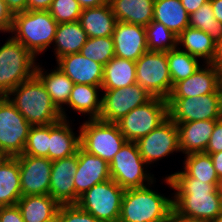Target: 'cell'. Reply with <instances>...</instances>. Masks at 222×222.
Listing matches in <instances>:
<instances>
[{"instance_id": "f907efd6", "label": "cell", "mask_w": 222, "mask_h": 222, "mask_svg": "<svg viewBox=\"0 0 222 222\" xmlns=\"http://www.w3.org/2000/svg\"><path fill=\"white\" fill-rule=\"evenodd\" d=\"M211 2L214 17L222 24V0H209Z\"/></svg>"}, {"instance_id": "bcb514c9", "label": "cell", "mask_w": 222, "mask_h": 222, "mask_svg": "<svg viewBox=\"0 0 222 222\" xmlns=\"http://www.w3.org/2000/svg\"><path fill=\"white\" fill-rule=\"evenodd\" d=\"M208 1L209 0H181V3L188 14L191 15Z\"/></svg>"}, {"instance_id": "9c48e42d", "label": "cell", "mask_w": 222, "mask_h": 222, "mask_svg": "<svg viewBox=\"0 0 222 222\" xmlns=\"http://www.w3.org/2000/svg\"><path fill=\"white\" fill-rule=\"evenodd\" d=\"M168 117L167 99L153 97L146 104L131 110L116 123L127 141L137 142Z\"/></svg>"}, {"instance_id": "7c38bea8", "label": "cell", "mask_w": 222, "mask_h": 222, "mask_svg": "<svg viewBox=\"0 0 222 222\" xmlns=\"http://www.w3.org/2000/svg\"><path fill=\"white\" fill-rule=\"evenodd\" d=\"M32 125L6 96H0V150L7 157L21 155Z\"/></svg>"}, {"instance_id": "5bb4252c", "label": "cell", "mask_w": 222, "mask_h": 222, "mask_svg": "<svg viewBox=\"0 0 222 222\" xmlns=\"http://www.w3.org/2000/svg\"><path fill=\"white\" fill-rule=\"evenodd\" d=\"M136 143L143 160L151 165L173 152H180L178 126L168 117Z\"/></svg>"}, {"instance_id": "ffe728a7", "label": "cell", "mask_w": 222, "mask_h": 222, "mask_svg": "<svg viewBox=\"0 0 222 222\" xmlns=\"http://www.w3.org/2000/svg\"><path fill=\"white\" fill-rule=\"evenodd\" d=\"M56 64L74 84L102 85L104 66L89 60L80 52L65 55Z\"/></svg>"}, {"instance_id": "52a82bcc", "label": "cell", "mask_w": 222, "mask_h": 222, "mask_svg": "<svg viewBox=\"0 0 222 222\" xmlns=\"http://www.w3.org/2000/svg\"><path fill=\"white\" fill-rule=\"evenodd\" d=\"M144 167L149 165L141 157L137 143L126 141L109 164L110 176L124 189L143 187L155 181Z\"/></svg>"}, {"instance_id": "836d02e7", "label": "cell", "mask_w": 222, "mask_h": 222, "mask_svg": "<svg viewBox=\"0 0 222 222\" xmlns=\"http://www.w3.org/2000/svg\"><path fill=\"white\" fill-rule=\"evenodd\" d=\"M166 55L173 86L177 82L190 77L201 66L196 57L180 50L178 47L166 52Z\"/></svg>"}, {"instance_id": "ee69618b", "label": "cell", "mask_w": 222, "mask_h": 222, "mask_svg": "<svg viewBox=\"0 0 222 222\" xmlns=\"http://www.w3.org/2000/svg\"><path fill=\"white\" fill-rule=\"evenodd\" d=\"M53 0H28V11H44L49 10Z\"/></svg>"}, {"instance_id": "11a10c76", "label": "cell", "mask_w": 222, "mask_h": 222, "mask_svg": "<svg viewBox=\"0 0 222 222\" xmlns=\"http://www.w3.org/2000/svg\"><path fill=\"white\" fill-rule=\"evenodd\" d=\"M221 90H222V72H221Z\"/></svg>"}, {"instance_id": "1f68e13d", "label": "cell", "mask_w": 222, "mask_h": 222, "mask_svg": "<svg viewBox=\"0 0 222 222\" xmlns=\"http://www.w3.org/2000/svg\"><path fill=\"white\" fill-rule=\"evenodd\" d=\"M136 84V62L114 56L104 65L102 90H112Z\"/></svg>"}, {"instance_id": "f35d334b", "label": "cell", "mask_w": 222, "mask_h": 222, "mask_svg": "<svg viewBox=\"0 0 222 222\" xmlns=\"http://www.w3.org/2000/svg\"><path fill=\"white\" fill-rule=\"evenodd\" d=\"M82 10L77 0H53L48 11L54 20L61 24L78 21Z\"/></svg>"}, {"instance_id": "44dd1931", "label": "cell", "mask_w": 222, "mask_h": 222, "mask_svg": "<svg viewBox=\"0 0 222 222\" xmlns=\"http://www.w3.org/2000/svg\"><path fill=\"white\" fill-rule=\"evenodd\" d=\"M217 120L177 123L179 148L185 155L205 152Z\"/></svg>"}, {"instance_id": "ac0fdd59", "label": "cell", "mask_w": 222, "mask_h": 222, "mask_svg": "<svg viewBox=\"0 0 222 222\" xmlns=\"http://www.w3.org/2000/svg\"><path fill=\"white\" fill-rule=\"evenodd\" d=\"M112 37L116 57L136 62L148 51L146 29L143 26L117 21Z\"/></svg>"}, {"instance_id": "e0dca14e", "label": "cell", "mask_w": 222, "mask_h": 222, "mask_svg": "<svg viewBox=\"0 0 222 222\" xmlns=\"http://www.w3.org/2000/svg\"><path fill=\"white\" fill-rule=\"evenodd\" d=\"M220 87V71L212 63H204L190 77L177 82L168 98L197 97L212 94Z\"/></svg>"}, {"instance_id": "681fc988", "label": "cell", "mask_w": 222, "mask_h": 222, "mask_svg": "<svg viewBox=\"0 0 222 222\" xmlns=\"http://www.w3.org/2000/svg\"><path fill=\"white\" fill-rule=\"evenodd\" d=\"M82 9L94 8L105 5L110 2V0H77Z\"/></svg>"}, {"instance_id": "cb8c5ba5", "label": "cell", "mask_w": 222, "mask_h": 222, "mask_svg": "<svg viewBox=\"0 0 222 222\" xmlns=\"http://www.w3.org/2000/svg\"><path fill=\"white\" fill-rule=\"evenodd\" d=\"M78 22L87 33L88 38L112 36L117 19L110 3L82 10Z\"/></svg>"}, {"instance_id": "d6986e66", "label": "cell", "mask_w": 222, "mask_h": 222, "mask_svg": "<svg viewBox=\"0 0 222 222\" xmlns=\"http://www.w3.org/2000/svg\"><path fill=\"white\" fill-rule=\"evenodd\" d=\"M108 179H111L109 164L79 147L78 166L73 177L76 194L80 197L94 185Z\"/></svg>"}, {"instance_id": "6da1fadb", "label": "cell", "mask_w": 222, "mask_h": 222, "mask_svg": "<svg viewBox=\"0 0 222 222\" xmlns=\"http://www.w3.org/2000/svg\"><path fill=\"white\" fill-rule=\"evenodd\" d=\"M175 190L173 211L181 217L212 222L222 211V184H211L191 177H165Z\"/></svg>"}, {"instance_id": "277c9868", "label": "cell", "mask_w": 222, "mask_h": 222, "mask_svg": "<svg viewBox=\"0 0 222 222\" xmlns=\"http://www.w3.org/2000/svg\"><path fill=\"white\" fill-rule=\"evenodd\" d=\"M57 26L58 23L48 10H27L14 14L10 32L14 39L38 57L53 44Z\"/></svg>"}, {"instance_id": "816d5d0a", "label": "cell", "mask_w": 222, "mask_h": 222, "mask_svg": "<svg viewBox=\"0 0 222 222\" xmlns=\"http://www.w3.org/2000/svg\"><path fill=\"white\" fill-rule=\"evenodd\" d=\"M168 222H206V221H200L196 219H189L186 217H181L178 214H176L174 211H172L169 216Z\"/></svg>"}, {"instance_id": "603a6c76", "label": "cell", "mask_w": 222, "mask_h": 222, "mask_svg": "<svg viewBox=\"0 0 222 222\" xmlns=\"http://www.w3.org/2000/svg\"><path fill=\"white\" fill-rule=\"evenodd\" d=\"M38 64L35 76L42 82L45 90L50 94L52 102L61 111L62 118L68 120L69 117L65 112L67 110L63 106L68 103L74 83L57 66L54 70L47 72Z\"/></svg>"}, {"instance_id": "d590c367", "label": "cell", "mask_w": 222, "mask_h": 222, "mask_svg": "<svg viewBox=\"0 0 222 222\" xmlns=\"http://www.w3.org/2000/svg\"><path fill=\"white\" fill-rule=\"evenodd\" d=\"M145 29L148 51L168 52L178 47V36L162 23L152 20Z\"/></svg>"}, {"instance_id": "484cf974", "label": "cell", "mask_w": 222, "mask_h": 222, "mask_svg": "<svg viewBox=\"0 0 222 222\" xmlns=\"http://www.w3.org/2000/svg\"><path fill=\"white\" fill-rule=\"evenodd\" d=\"M17 206L24 222H49L56 218L60 205L47 194L22 196Z\"/></svg>"}, {"instance_id": "8992f818", "label": "cell", "mask_w": 222, "mask_h": 222, "mask_svg": "<svg viewBox=\"0 0 222 222\" xmlns=\"http://www.w3.org/2000/svg\"><path fill=\"white\" fill-rule=\"evenodd\" d=\"M79 128L80 147L108 164L127 141L117 123L87 119Z\"/></svg>"}, {"instance_id": "ba28073f", "label": "cell", "mask_w": 222, "mask_h": 222, "mask_svg": "<svg viewBox=\"0 0 222 222\" xmlns=\"http://www.w3.org/2000/svg\"><path fill=\"white\" fill-rule=\"evenodd\" d=\"M124 191L113 179H108L82 194L77 205L100 222H118Z\"/></svg>"}, {"instance_id": "c3c4849f", "label": "cell", "mask_w": 222, "mask_h": 222, "mask_svg": "<svg viewBox=\"0 0 222 222\" xmlns=\"http://www.w3.org/2000/svg\"><path fill=\"white\" fill-rule=\"evenodd\" d=\"M212 64L222 72V40L216 44V52Z\"/></svg>"}, {"instance_id": "7dc6e473", "label": "cell", "mask_w": 222, "mask_h": 222, "mask_svg": "<svg viewBox=\"0 0 222 222\" xmlns=\"http://www.w3.org/2000/svg\"><path fill=\"white\" fill-rule=\"evenodd\" d=\"M216 174L222 182V151L210 154Z\"/></svg>"}, {"instance_id": "b9f144b4", "label": "cell", "mask_w": 222, "mask_h": 222, "mask_svg": "<svg viewBox=\"0 0 222 222\" xmlns=\"http://www.w3.org/2000/svg\"><path fill=\"white\" fill-rule=\"evenodd\" d=\"M0 222H24L17 205L0 206Z\"/></svg>"}, {"instance_id": "7a4b0ae2", "label": "cell", "mask_w": 222, "mask_h": 222, "mask_svg": "<svg viewBox=\"0 0 222 222\" xmlns=\"http://www.w3.org/2000/svg\"><path fill=\"white\" fill-rule=\"evenodd\" d=\"M6 97L32 126L50 125L63 119L61 111L35 75L10 91Z\"/></svg>"}, {"instance_id": "83f0119b", "label": "cell", "mask_w": 222, "mask_h": 222, "mask_svg": "<svg viewBox=\"0 0 222 222\" xmlns=\"http://www.w3.org/2000/svg\"><path fill=\"white\" fill-rule=\"evenodd\" d=\"M177 46L196 58H202L203 63H212L216 52V43L211 37L206 32L192 27H187L178 35Z\"/></svg>"}, {"instance_id": "9f6ffc18", "label": "cell", "mask_w": 222, "mask_h": 222, "mask_svg": "<svg viewBox=\"0 0 222 222\" xmlns=\"http://www.w3.org/2000/svg\"><path fill=\"white\" fill-rule=\"evenodd\" d=\"M49 222H57V219L55 218L54 220H52V221H49Z\"/></svg>"}, {"instance_id": "8d00e7d4", "label": "cell", "mask_w": 222, "mask_h": 222, "mask_svg": "<svg viewBox=\"0 0 222 222\" xmlns=\"http://www.w3.org/2000/svg\"><path fill=\"white\" fill-rule=\"evenodd\" d=\"M80 53L104 66L115 56L113 37L88 38Z\"/></svg>"}, {"instance_id": "4fadbf2b", "label": "cell", "mask_w": 222, "mask_h": 222, "mask_svg": "<svg viewBox=\"0 0 222 222\" xmlns=\"http://www.w3.org/2000/svg\"><path fill=\"white\" fill-rule=\"evenodd\" d=\"M99 120L116 123L131 110L146 104L153 96L139 84L119 89L102 90Z\"/></svg>"}, {"instance_id": "8fae6325", "label": "cell", "mask_w": 222, "mask_h": 222, "mask_svg": "<svg viewBox=\"0 0 222 222\" xmlns=\"http://www.w3.org/2000/svg\"><path fill=\"white\" fill-rule=\"evenodd\" d=\"M136 84L153 97H169L173 85L166 52L147 51L136 61Z\"/></svg>"}, {"instance_id": "4dcf8cb0", "label": "cell", "mask_w": 222, "mask_h": 222, "mask_svg": "<svg viewBox=\"0 0 222 222\" xmlns=\"http://www.w3.org/2000/svg\"><path fill=\"white\" fill-rule=\"evenodd\" d=\"M101 90V86L74 84L66 105L81 115H88V119H98L101 112Z\"/></svg>"}, {"instance_id": "f1b7e54d", "label": "cell", "mask_w": 222, "mask_h": 222, "mask_svg": "<svg viewBox=\"0 0 222 222\" xmlns=\"http://www.w3.org/2000/svg\"><path fill=\"white\" fill-rule=\"evenodd\" d=\"M189 18L181 0H154L153 20L162 23L176 36L189 27Z\"/></svg>"}, {"instance_id": "7bdbcfd3", "label": "cell", "mask_w": 222, "mask_h": 222, "mask_svg": "<svg viewBox=\"0 0 222 222\" xmlns=\"http://www.w3.org/2000/svg\"><path fill=\"white\" fill-rule=\"evenodd\" d=\"M13 14L8 9L4 0H0V32L10 33L13 22Z\"/></svg>"}, {"instance_id": "5b68a950", "label": "cell", "mask_w": 222, "mask_h": 222, "mask_svg": "<svg viewBox=\"0 0 222 222\" xmlns=\"http://www.w3.org/2000/svg\"><path fill=\"white\" fill-rule=\"evenodd\" d=\"M36 57L13 37L0 47V96L35 75Z\"/></svg>"}, {"instance_id": "3957f363", "label": "cell", "mask_w": 222, "mask_h": 222, "mask_svg": "<svg viewBox=\"0 0 222 222\" xmlns=\"http://www.w3.org/2000/svg\"><path fill=\"white\" fill-rule=\"evenodd\" d=\"M155 182L125 189L118 222H168L173 199L150 188Z\"/></svg>"}, {"instance_id": "9a60e30c", "label": "cell", "mask_w": 222, "mask_h": 222, "mask_svg": "<svg viewBox=\"0 0 222 222\" xmlns=\"http://www.w3.org/2000/svg\"><path fill=\"white\" fill-rule=\"evenodd\" d=\"M16 158L20 168L22 196L49 194L52 161L47 157L25 154Z\"/></svg>"}, {"instance_id": "f546056e", "label": "cell", "mask_w": 222, "mask_h": 222, "mask_svg": "<svg viewBox=\"0 0 222 222\" xmlns=\"http://www.w3.org/2000/svg\"><path fill=\"white\" fill-rule=\"evenodd\" d=\"M21 197L18 159L16 157H7L0 164V206L17 205Z\"/></svg>"}, {"instance_id": "74e56055", "label": "cell", "mask_w": 222, "mask_h": 222, "mask_svg": "<svg viewBox=\"0 0 222 222\" xmlns=\"http://www.w3.org/2000/svg\"><path fill=\"white\" fill-rule=\"evenodd\" d=\"M49 151V125L32 126L22 154L47 157Z\"/></svg>"}, {"instance_id": "ab89813d", "label": "cell", "mask_w": 222, "mask_h": 222, "mask_svg": "<svg viewBox=\"0 0 222 222\" xmlns=\"http://www.w3.org/2000/svg\"><path fill=\"white\" fill-rule=\"evenodd\" d=\"M56 219L57 222H100L77 204L60 205Z\"/></svg>"}, {"instance_id": "4316f807", "label": "cell", "mask_w": 222, "mask_h": 222, "mask_svg": "<svg viewBox=\"0 0 222 222\" xmlns=\"http://www.w3.org/2000/svg\"><path fill=\"white\" fill-rule=\"evenodd\" d=\"M87 39V33L78 21L58 24L53 42L56 61L65 55L80 52Z\"/></svg>"}, {"instance_id": "2e32d148", "label": "cell", "mask_w": 222, "mask_h": 222, "mask_svg": "<svg viewBox=\"0 0 222 222\" xmlns=\"http://www.w3.org/2000/svg\"><path fill=\"white\" fill-rule=\"evenodd\" d=\"M77 166L78 150L72 156L52 161L49 195L59 205L77 204L80 198L73 181Z\"/></svg>"}, {"instance_id": "f6af8a7d", "label": "cell", "mask_w": 222, "mask_h": 222, "mask_svg": "<svg viewBox=\"0 0 222 222\" xmlns=\"http://www.w3.org/2000/svg\"><path fill=\"white\" fill-rule=\"evenodd\" d=\"M12 14L27 11L28 0H4Z\"/></svg>"}, {"instance_id": "60d3db41", "label": "cell", "mask_w": 222, "mask_h": 222, "mask_svg": "<svg viewBox=\"0 0 222 222\" xmlns=\"http://www.w3.org/2000/svg\"><path fill=\"white\" fill-rule=\"evenodd\" d=\"M220 151H222V118L215 122V127L204 153L210 155Z\"/></svg>"}, {"instance_id": "7402d4cb", "label": "cell", "mask_w": 222, "mask_h": 222, "mask_svg": "<svg viewBox=\"0 0 222 222\" xmlns=\"http://www.w3.org/2000/svg\"><path fill=\"white\" fill-rule=\"evenodd\" d=\"M69 122L62 119L49 125L48 158L51 161L72 156L80 147V133L73 132Z\"/></svg>"}, {"instance_id": "db71d44e", "label": "cell", "mask_w": 222, "mask_h": 222, "mask_svg": "<svg viewBox=\"0 0 222 222\" xmlns=\"http://www.w3.org/2000/svg\"><path fill=\"white\" fill-rule=\"evenodd\" d=\"M7 158V156L0 150V164Z\"/></svg>"}, {"instance_id": "e575fe53", "label": "cell", "mask_w": 222, "mask_h": 222, "mask_svg": "<svg viewBox=\"0 0 222 222\" xmlns=\"http://www.w3.org/2000/svg\"><path fill=\"white\" fill-rule=\"evenodd\" d=\"M189 27L206 32L216 44L222 40V24L214 17L210 1L190 15Z\"/></svg>"}, {"instance_id": "d4e9b609", "label": "cell", "mask_w": 222, "mask_h": 222, "mask_svg": "<svg viewBox=\"0 0 222 222\" xmlns=\"http://www.w3.org/2000/svg\"><path fill=\"white\" fill-rule=\"evenodd\" d=\"M117 21L146 27L153 20L154 0H110Z\"/></svg>"}, {"instance_id": "30bf717a", "label": "cell", "mask_w": 222, "mask_h": 222, "mask_svg": "<svg viewBox=\"0 0 222 222\" xmlns=\"http://www.w3.org/2000/svg\"><path fill=\"white\" fill-rule=\"evenodd\" d=\"M168 115L175 123L222 118L221 87L212 94L197 97L167 98Z\"/></svg>"}, {"instance_id": "d6a6232c", "label": "cell", "mask_w": 222, "mask_h": 222, "mask_svg": "<svg viewBox=\"0 0 222 222\" xmlns=\"http://www.w3.org/2000/svg\"><path fill=\"white\" fill-rule=\"evenodd\" d=\"M183 161V171L174 172L169 177H191L198 181H206L211 184H222L219 180L212 158L204 152L190 153Z\"/></svg>"}, {"instance_id": "f5cc1de1", "label": "cell", "mask_w": 222, "mask_h": 222, "mask_svg": "<svg viewBox=\"0 0 222 222\" xmlns=\"http://www.w3.org/2000/svg\"><path fill=\"white\" fill-rule=\"evenodd\" d=\"M212 222H222V211Z\"/></svg>"}]
</instances>
